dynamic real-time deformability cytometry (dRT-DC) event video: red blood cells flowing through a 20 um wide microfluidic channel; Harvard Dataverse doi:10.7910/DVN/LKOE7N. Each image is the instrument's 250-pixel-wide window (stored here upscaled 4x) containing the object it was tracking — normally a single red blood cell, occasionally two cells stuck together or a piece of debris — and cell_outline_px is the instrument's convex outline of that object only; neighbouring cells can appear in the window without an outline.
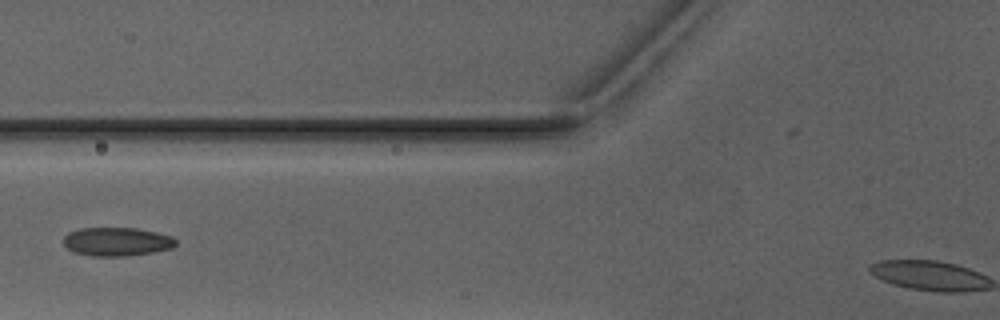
{"species": "Egyptian fruit bat (a non-hibernating species)", "species_latin": "Rousettus aegyptiacus", "temperature_condition": "warm", "stored_images_in_passage": 6, "camera_frame_rate_fps": 3000, "um_per_image_px": 0.085, "animal": {"sex": "male"}, "frame": {"image": 1, "passage_image": 5, "time_ms": 5.0, "image_size_px": [1000, 320], "cell_outline_px": [[176, 244], [172, 248], [156, 252], [128, 256], [92, 256], [72, 252], [64, 244], [64, 236], [68, 232], [80, 228], [136, 228], [156, 232], [172, 236], [176, 240]], "centroid_in_image_um": [9.94, 20.55], "position_along_channel_um": 115.9, "area_um2": 18.9}}
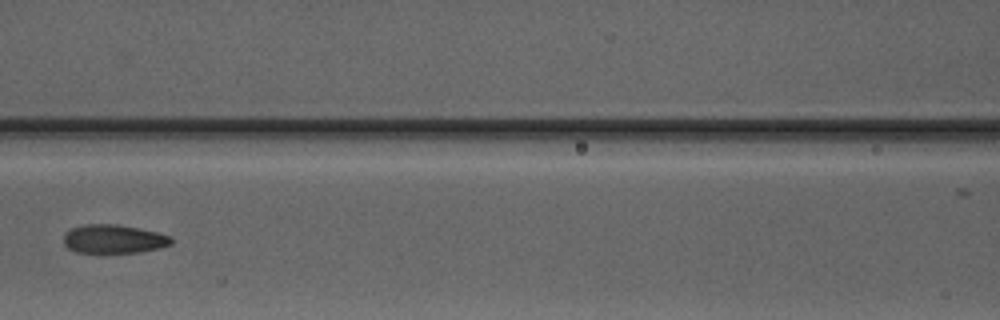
{"frame": {"image": 2, "passage_image": 6, "time_ms": 6.0, "image_size_px": [1000, 320], "cell_outline_px": [[172, 244], [160, 248], [136, 252], [76, 252], [68, 248], [64, 244], [64, 236], [72, 228], [84, 224], [116, 224], [140, 228], [172, 236]], "centroid_in_image_um": [9.69, 20.3], "position_along_channel_um": 156.9, "area_um2": 17.86}}